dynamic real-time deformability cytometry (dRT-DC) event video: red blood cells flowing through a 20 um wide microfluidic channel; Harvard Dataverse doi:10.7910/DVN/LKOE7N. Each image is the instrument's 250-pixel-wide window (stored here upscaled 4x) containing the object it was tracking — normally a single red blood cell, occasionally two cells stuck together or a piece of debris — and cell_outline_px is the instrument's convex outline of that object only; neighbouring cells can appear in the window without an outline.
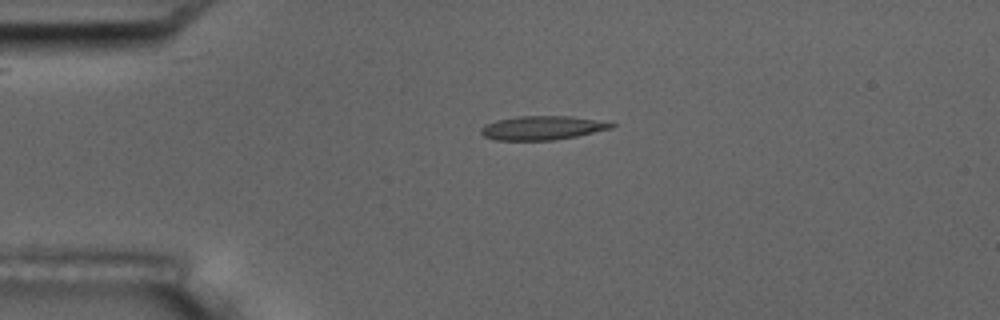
{"species": "common noctule bat (a hibernating species)", "species_latin": "Nyctalus noctula", "temperature_condition": "room temperature", "stored_images_in_passage": 5, "camera_frame_rate_fps": 3000, "um_per_image_px": 0.085, "animal": {"sex": "male", "body_mass_g": 17.5, "forearm_length_mm": 52.3}, "frame": {"image": 1, "passage_image": 4, "time_ms": 3.667, "image_size_px": [1000, 320], "cell_outline_px": [[616, 124], [612, 128], [576, 136], [552, 140], [496, 140], [484, 136], [480, 132], [480, 128], [496, 120], [520, 116], [572, 116]], "centroid_in_image_um": [46.06, 10.87], "position_along_channel_um": 38.9, "area_um2": 17.86}}